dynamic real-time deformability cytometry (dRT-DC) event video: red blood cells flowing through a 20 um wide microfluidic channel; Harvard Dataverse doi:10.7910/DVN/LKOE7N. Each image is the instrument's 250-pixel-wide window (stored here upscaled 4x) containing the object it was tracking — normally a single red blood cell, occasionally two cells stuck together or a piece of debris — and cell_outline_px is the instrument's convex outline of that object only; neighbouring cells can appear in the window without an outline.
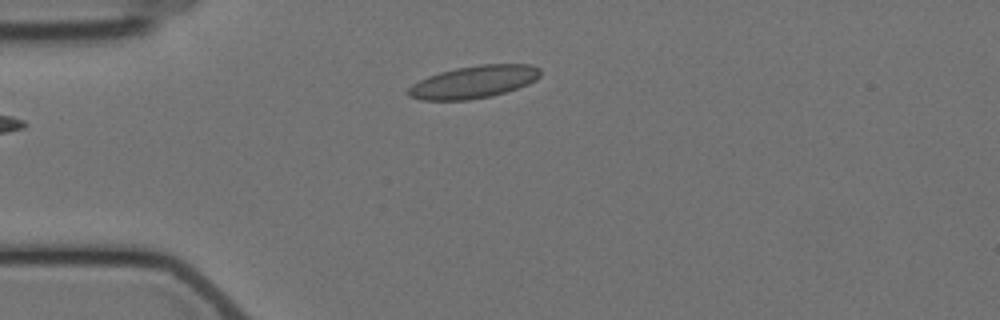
{"species": "Egyptian fruit bat (a non-hibernating species)", "species_latin": "Rousettus aegyptiacus", "temperature_condition": "cold", "stored_images_in_passage": 4, "camera_frame_rate_fps": 3000, "um_per_image_px": 0.085, "animal": {"sex": "female"}, "frame": {"image": 1, "passage_image": 4, "time_ms": 3.667, "image_size_px": [1000, 320], "cell_outline_px": [[540, 76], [536, 80], [528, 84], [492, 96], [468, 100], [420, 100], [408, 96], [408, 88], [412, 84], [428, 76], [440, 72], [456, 68], [480, 64], [532, 64], [540, 68]], "centroid_in_image_um": [40.27, 6.96], "position_along_channel_um": 44.7, "area_um2": 25.03}}